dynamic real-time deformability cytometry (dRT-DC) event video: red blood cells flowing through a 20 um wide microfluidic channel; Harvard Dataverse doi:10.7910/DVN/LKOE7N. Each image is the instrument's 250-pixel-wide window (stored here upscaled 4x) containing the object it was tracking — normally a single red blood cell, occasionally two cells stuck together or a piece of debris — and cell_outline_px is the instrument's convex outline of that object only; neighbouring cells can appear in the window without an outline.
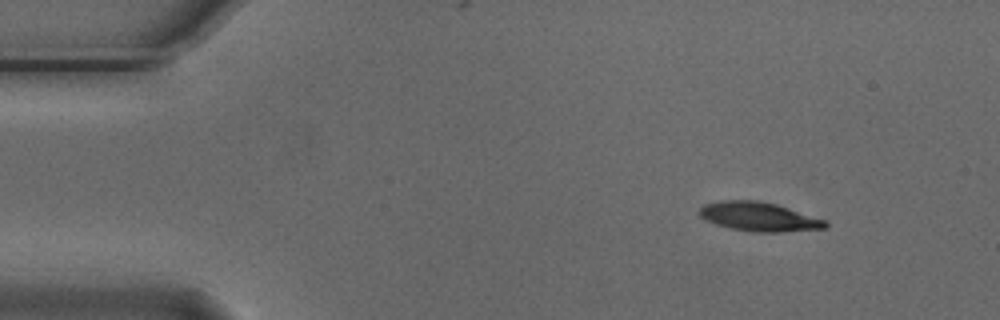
{"species": "Egyptian fruit bat (a non-hibernating species)", "species_latin": "Rousettus aegyptiacus", "temperature_condition": "cold", "stored_images_in_passage": 9, "camera_frame_rate_fps": 3000, "um_per_image_px": 0.085, "animal": {"sex": "male"}, "frame": {"image": 1, "passage_image": 1, "time_ms": 0.0, "image_size_px": [1000, 320], "cell_outline_px": [[828, 228], [780, 232], [752, 232], [732, 228], [716, 224], [704, 220], [700, 216], [700, 208], [704, 204], [720, 200], [756, 200], [776, 204], [828, 220]], "centroid_in_image_um": [64.54, 18.42], "position_along_channel_um": 20.5, "area_um2": 21.44}}
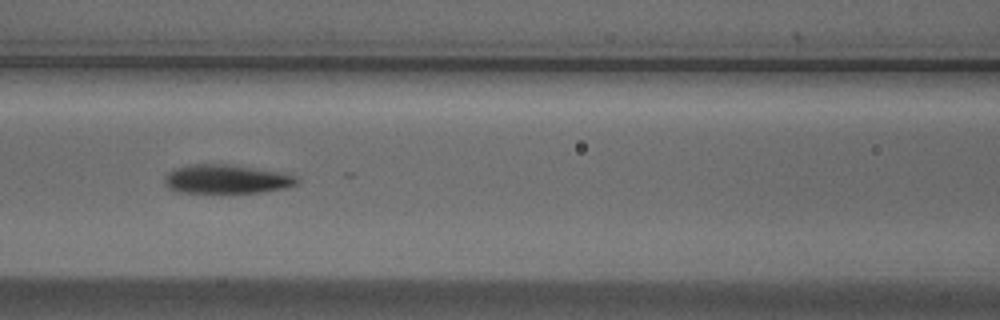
{"frame": {"image": 2, "passage_image": 5, "time_ms": 1.333, "image_size_px": [1000, 320], "cell_outline_px": [[300, 180], [296, 184], [284, 188], [264, 192], [180, 192], [168, 188], [164, 184], [164, 176], [172, 168], [188, 164], [228, 164], [276, 172], [296, 176]], "centroid_in_image_um": [19.17, 15.22], "position_along_channel_um": 147.4, "area_um2": 22.14}}
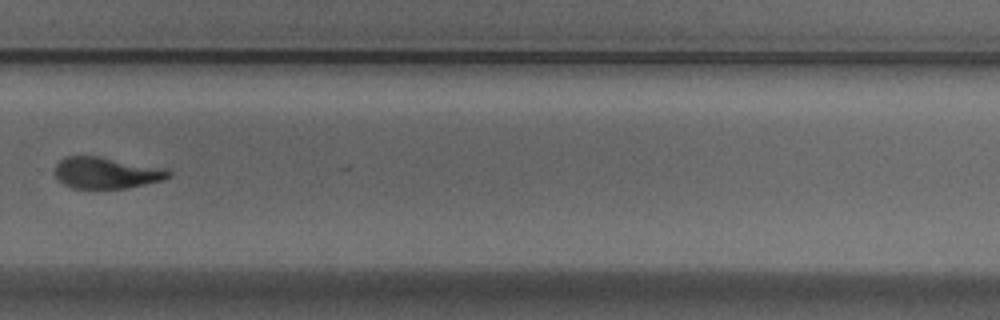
{"frame": {"image": 3, "passage_image": 9, "time_ms": 2.667, "image_size_px": [1000, 320], "cell_outline_px": [[172, 176], [164, 180], [128, 188], [72, 188], [64, 184], [56, 176], [56, 164], [64, 156], [100, 156], [164, 168], [172, 172]], "centroid_in_image_um": [9.07, 14.69], "position_along_channel_um": 320.7, "area_um2": 20.81}}